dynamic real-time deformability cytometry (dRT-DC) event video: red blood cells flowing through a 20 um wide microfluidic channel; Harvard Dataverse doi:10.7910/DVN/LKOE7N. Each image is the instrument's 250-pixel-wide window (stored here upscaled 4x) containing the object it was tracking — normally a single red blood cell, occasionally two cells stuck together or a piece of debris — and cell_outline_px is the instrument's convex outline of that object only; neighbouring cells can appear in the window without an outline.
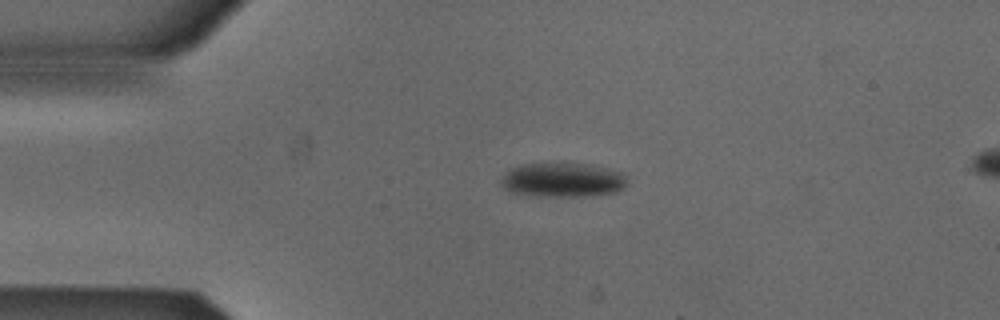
{"species": "Egyptian fruit bat (a non-hibernating species)", "species_latin": "Rousettus aegyptiacus", "temperature_condition": "cold", "stored_images_in_passage": 47, "camera_frame_rate_fps": 3000, "um_per_image_px": 0.085, "animal": {"sex": "male"}, "frame": {"image": 1, "passage_image": 6, "time_ms": 1.667, "image_size_px": [1000, 320], "cell_outline_px": [[628, 184], [624, 188], [616, 192], [584, 196], [528, 196], [512, 192], [504, 188], [500, 184], [500, 180], [512, 168], [520, 164], [580, 164], [608, 168], [624, 172], [628, 180]], "centroid_in_image_um": [47.86, 15.31], "position_along_channel_um": 37.1, "area_um2": 25.2}}
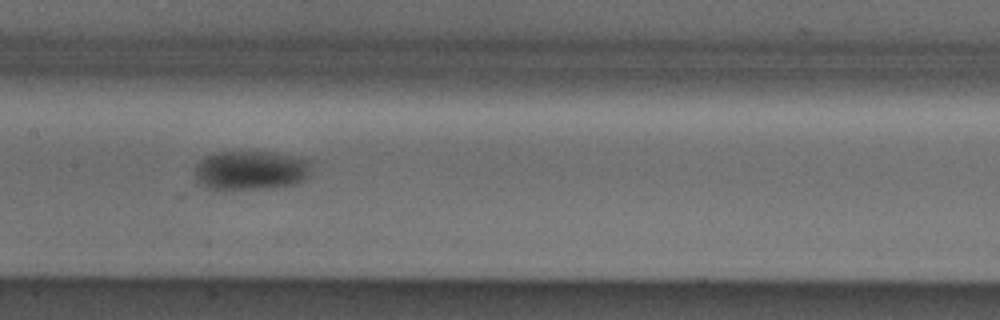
{"frame": {"image": 2, "passage_image": 20, "time_ms": 6.333, "image_size_px": [1000, 320], "cell_outline_px": [[312, 164], [308, 176], [304, 180], [296, 184], [268, 188], [220, 192], [196, 184], [196, 164], [200, 160], [216, 152], [272, 152], [308, 160]], "centroid_in_image_um": [21.26, 14.53], "position_along_channel_um": 186.1, "area_um2": 27.22}}
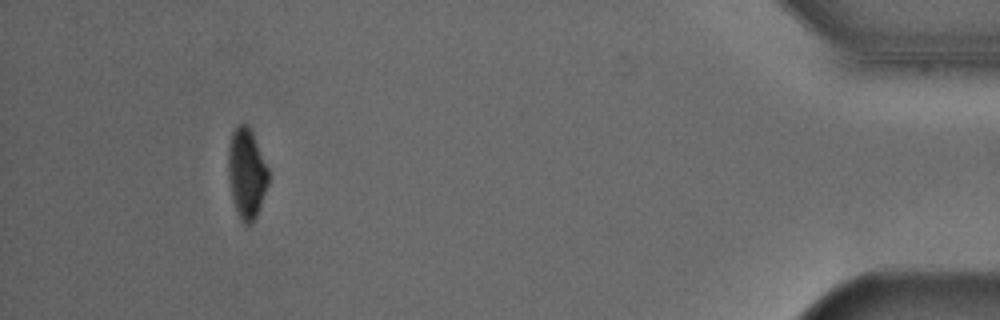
{"frame": {"image": 3, "passage_image": 43, "time_ms": 14.0, "image_size_px": [1000, 320], "cell_outline_px": [[268, 184], [256, 216], [248, 224], [244, 224], [240, 220], [232, 196], [228, 180], [228, 148], [232, 132], [240, 124], [248, 124], [252, 132], [268, 168]], "centroid_in_image_um": [20.95, 14.71], "position_along_channel_um": 414.3, "area_um2": 20.75}, "authors_computed_cell_mechanics": {"area_um2": 25.3164, "velocity_mm_per_s": 3.8827, "shape_relaxation_time_tau1_ms": 2.7976, "shape_relaxation_time_tau2_ms": null, "deformation_change_tau1": 0.0717, "deformation_change_tau2": null}}